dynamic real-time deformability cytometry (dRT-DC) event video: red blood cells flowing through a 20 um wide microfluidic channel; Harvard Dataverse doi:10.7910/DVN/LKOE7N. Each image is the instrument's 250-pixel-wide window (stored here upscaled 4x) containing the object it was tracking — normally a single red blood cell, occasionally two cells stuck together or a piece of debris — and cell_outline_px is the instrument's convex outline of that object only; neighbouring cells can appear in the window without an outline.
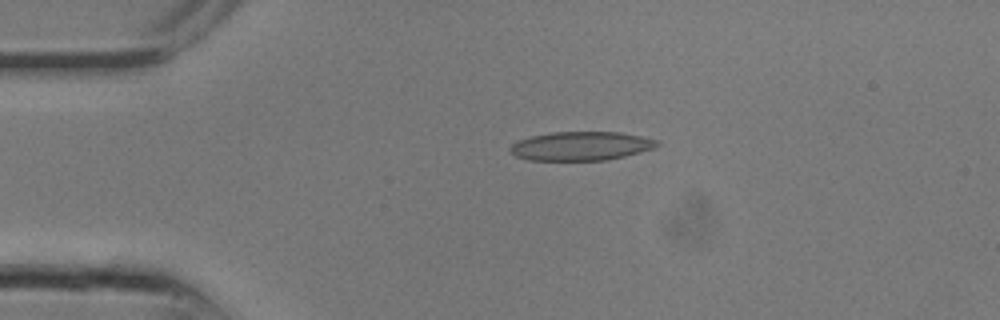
{"species": "common noctule bat (a hibernating species)", "species_latin": "Nyctalus noctula", "temperature_condition": "room temperature", "stored_images_in_passage": 11, "camera_frame_rate_fps": 3000, "um_per_image_px": 0.085, "animal": {"sex": "male", "body_mass_g": 13.3}, "frame": {"image": 1, "passage_image": 1, "time_ms": 0.0, "image_size_px": [1000, 320], "cell_outline_px": [[660, 144], [652, 148], [640, 152], [624, 156], [604, 160], [528, 160], [516, 156], [508, 148], [512, 144], [520, 140], [532, 136], [552, 132], [620, 132], [640, 136], [656, 140]], "centroid_in_image_um": [49.36, 12.41], "position_along_channel_um": 35.6, "area_um2": 24.39}}
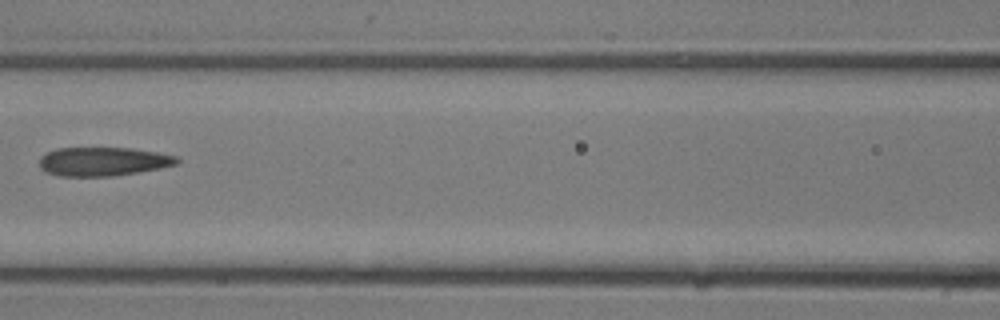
{"frame": {"image": 2, "passage_image": 7, "time_ms": 2.0, "image_size_px": [1000, 320], "cell_outline_px": [[180, 164], [160, 168], [112, 176], [60, 176], [44, 172], [40, 168], [40, 156], [56, 148], [132, 148], [156, 152], [176, 156], [180, 160]], "centroid_in_image_um": [8.76, 13.73], "position_along_channel_um": 157.8, "area_um2": 23.12}}
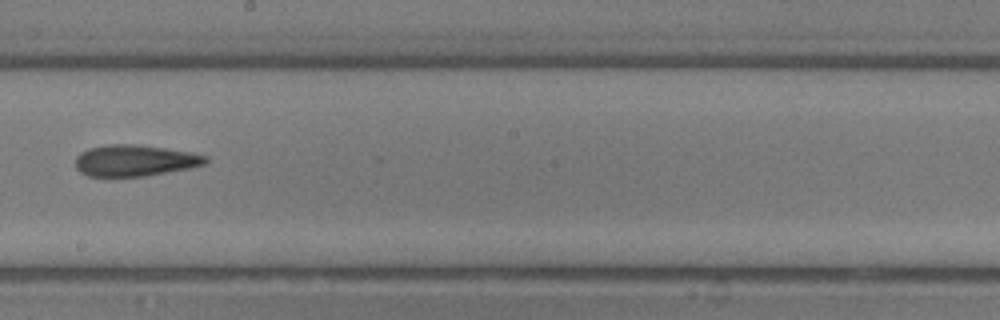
{"frame": {"image": 3, "passage_image": 10, "time_ms": 3.0, "image_size_px": [1000, 320], "cell_outline_px": [[208, 164], [188, 168], [144, 176], [88, 176], [80, 172], [76, 168], [76, 156], [80, 152], [88, 148], [108, 144], [136, 144], [192, 152], [208, 156]], "centroid_in_image_um": [11.46, 13.63], "position_along_channel_um": 236.7, "area_um2": 23.81}}